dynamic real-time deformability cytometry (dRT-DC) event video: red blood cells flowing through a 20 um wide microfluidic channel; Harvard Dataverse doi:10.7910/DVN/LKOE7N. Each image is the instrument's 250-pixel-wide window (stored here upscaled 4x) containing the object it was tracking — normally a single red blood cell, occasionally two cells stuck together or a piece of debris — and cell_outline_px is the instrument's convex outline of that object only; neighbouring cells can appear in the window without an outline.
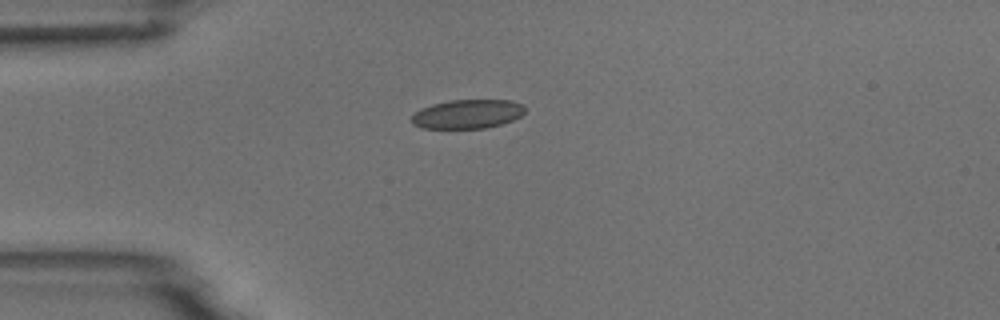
{"species": "common noctule bat (a hibernating species)", "species_latin": "Nyctalus noctula", "temperature_condition": "room temperature", "stored_images_in_passage": 3, "camera_frame_rate_fps": 3000, "um_per_image_px": 0.085, "animal": {"sex": "male", "body_mass_g": 18.8}, "frame": {"image": 1, "passage_image": 1, "time_ms": 0.0, "image_size_px": [1000, 320], "cell_outline_px": [[524, 112], [520, 116], [512, 120], [500, 124], [484, 128], [420, 128], [412, 124], [412, 116], [420, 108], [432, 104], [448, 100], [512, 100], [524, 104]], "centroid_in_image_um": [39.72, 9.68], "position_along_channel_um": 45.3, "area_um2": 19.19}}
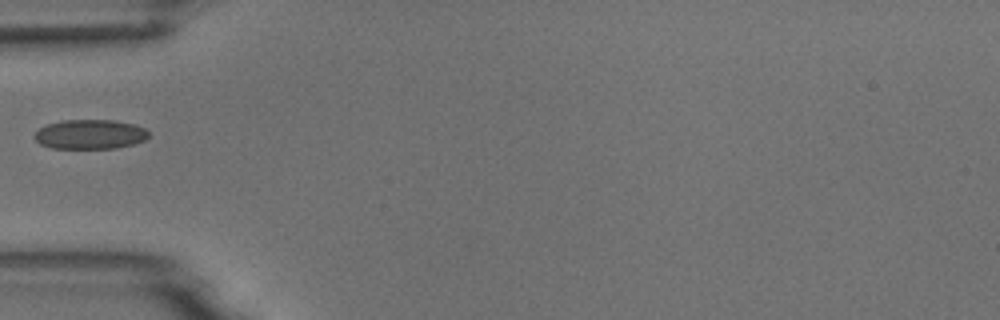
{"frame": {"image": 2, "passage_image": 2, "time_ms": 1.333, "image_size_px": [1000, 320], "cell_outline_px": [[148, 136], [144, 140], [132, 144], [116, 148], [52, 148], [40, 144], [32, 136], [40, 128], [48, 124], [64, 120], [112, 120], [136, 124], [144, 128], [148, 132]], "centroid_in_image_um": [7.64, 11.41], "position_along_channel_um": 77.4, "area_um2": 19.54}}